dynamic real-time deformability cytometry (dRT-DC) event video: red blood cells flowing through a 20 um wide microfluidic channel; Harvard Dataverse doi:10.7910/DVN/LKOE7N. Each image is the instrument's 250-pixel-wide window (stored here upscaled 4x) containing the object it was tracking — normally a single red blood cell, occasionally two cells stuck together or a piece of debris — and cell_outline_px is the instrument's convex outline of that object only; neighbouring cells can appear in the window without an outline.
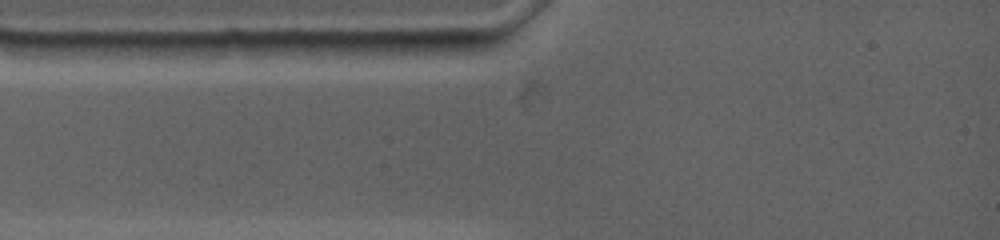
{"species": "common noctule bat (a hibernating species)", "species_latin": "Nyctalus noctula", "temperature_condition": "warm", "stored_images_in_passage": 3, "camera_frame_rate_fps": 4500, "um_per_image_px": 0.085, "animal": {"sex": "female", "body_mass_g": 19.0, "forearm_length_mm": 53.3}, "frame": {"image": 1, "passage_image": 1, "time_ms": 0.0, "image_size_px": [1000, 240], "cell_outline_px": [[500, 40], [496, 44], [488, 48], [468, 56], [448, 56], [384, 52], [368, 44], [368, 40], [496, 36], [500, 36]], "centroid_in_image_um": [37.12, 3.88], "position_along_channel_um": 47.9, "area_um2": 13.81}}